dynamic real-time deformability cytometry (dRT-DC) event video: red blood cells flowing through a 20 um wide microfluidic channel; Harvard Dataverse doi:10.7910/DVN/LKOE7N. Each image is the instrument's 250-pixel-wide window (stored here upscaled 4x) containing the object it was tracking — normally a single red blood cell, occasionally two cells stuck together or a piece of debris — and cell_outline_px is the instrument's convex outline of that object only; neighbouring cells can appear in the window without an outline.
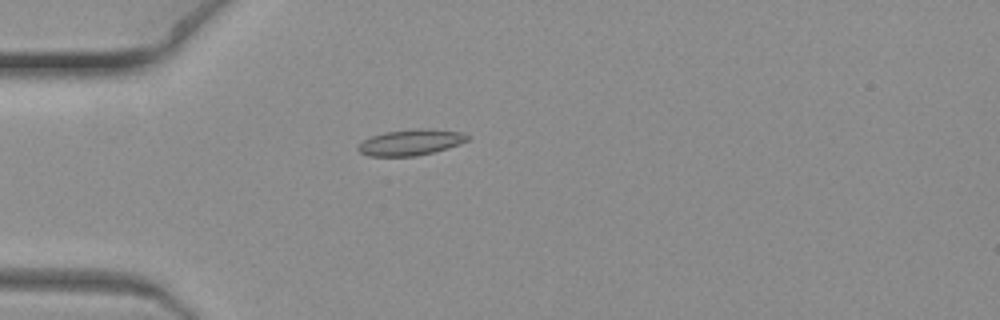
{"species": "common noctule bat (a hibernating species)", "species_latin": "Nyctalus noctula", "temperature_condition": "warm", "stored_images_in_passage": 4, "camera_frame_rate_fps": 3000, "um_per_image_px": 0.085, "animal": {"sex": "female", "body_mass_g": 19.3, "forearm_length_mm": 54.1}, "frame": {"image": 1, "passage_image": 2, "time_ms": 0.333, "image_size_px": [1000, 320], "cell_outline_px": [[472, 136], [468, 140], [432, 152], [416, 156], [368, 156], [360, 152], [356, 148], [364, 140], [372, 136], [384, 132], [416, 128], [424, 128], [464, 132]], "centroid_in_image_um": [34.91, 12.08], "position_along_channel_um": 50.1, "area_um2": 16.42}}
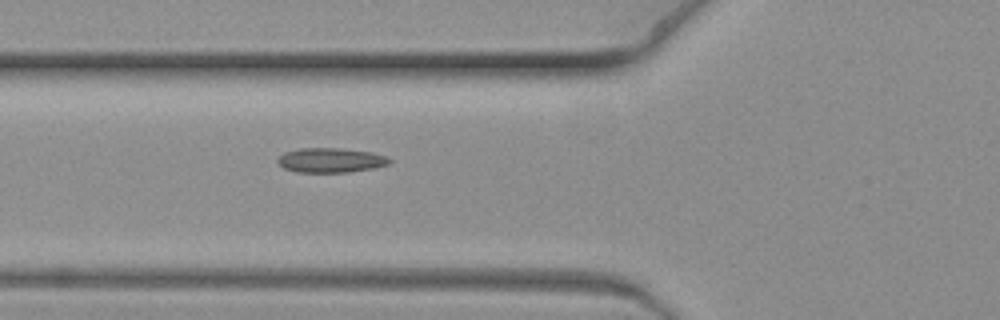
{"frame": {"image": 2, "passage_image": 4, "time_ms": 1.0, "image_size_px": [1000, 320], "cell_outline_px": [[392, 160], [388, 164], [376, 168], [348, 172], [296, 172], [284, 168], [276, 160], [284, 152], [300, 148], [340, 148], [372, 152], [384, 156]], "centroid_in_image_um": [28.11, 13.62], "position_along_channel_um": 97.7, "area_um2": 16.01}}